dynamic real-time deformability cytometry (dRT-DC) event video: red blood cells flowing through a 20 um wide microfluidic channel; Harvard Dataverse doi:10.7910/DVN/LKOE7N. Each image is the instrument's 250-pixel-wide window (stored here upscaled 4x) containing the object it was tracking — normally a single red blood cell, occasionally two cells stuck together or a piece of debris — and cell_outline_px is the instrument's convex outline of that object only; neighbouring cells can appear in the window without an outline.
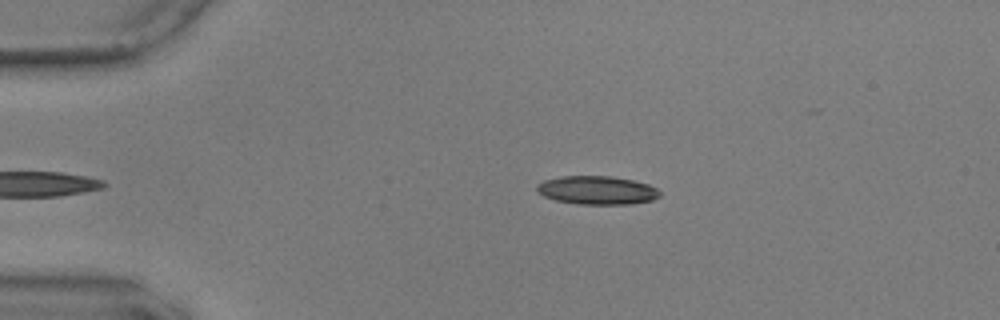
{"species": "common noctule bat (a hibernating species)", "species_latin": "Nyctalus noctula", "temperature_condition": "warm", "stored_images_in_passage": 39, "camera_frame_rate_fps": 3000, "um_per_image_px": 0.085, "animal": {"sex": "male", "body_mass_g": 17.9, "forearm_length_mm": 54.2}, "frame": {"image": 1, "passage_image": 2, "time_ms": 0.333, "image_size_px": [1000, 320], "cell_outline_px": [[660, 196], [652, 200], [628, 204], [580, 204], [556, 200], [544, 196], [536, 188], [536, 184], [544, 180], [560, 176], [612, 176], [632, 180], [648, 184], [656, 188], [660, 192]], "centroid_in_image_um": [50.74, 16.16], "position_along_channel_um": 34.3, "area_um2": 20.29}}
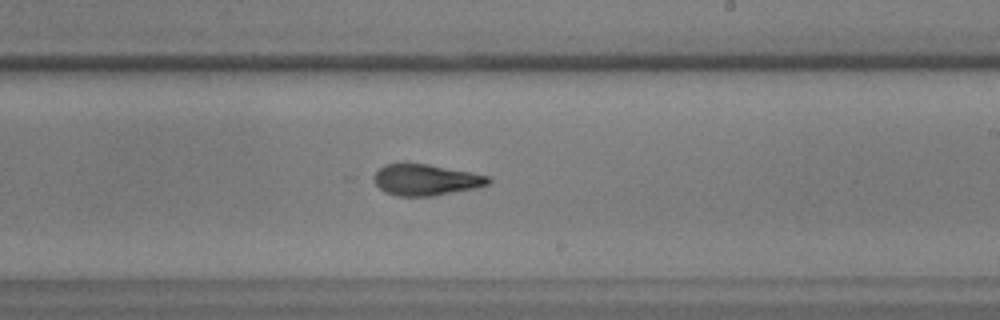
{"frame": {"image": 2, "passage_image": 24, "time_ms": 7.667, "image_size_px": [1000, 320], "cell_outline_px": [[492, 180], [488, 184], [476, 188], [432, 196], [396, 196], [384, 192], [372, 180], [372, 176], [384, 164], [428, 164], [472, 172], [492, 176]], "centroid_in_image_um": [36.21, 15.29], "position_along_channel_um": 252.8, "area_um2": 20.92}}
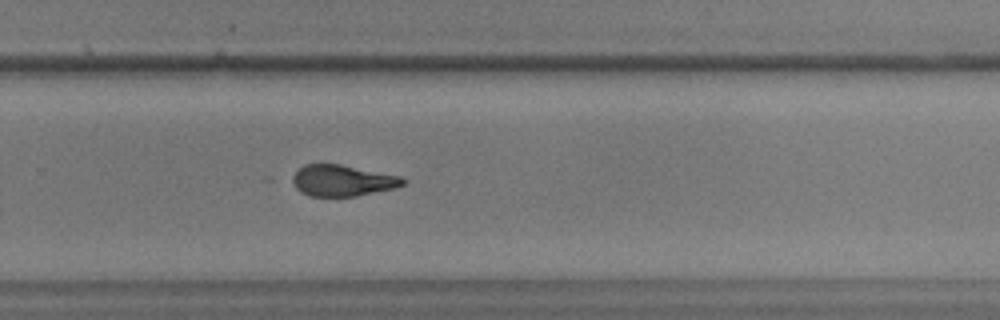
{"frame": {"image": 3, "passage_image": 28, "time_ms": 9.0, "image_size_px": [1000, 320], "cell_outline_px": [[408, 180], [404, 184], [396, 188], [356, 196], [308, 196], [300, 192], [296, 188], [292, 180], [292, 176], [304, 164], [340, 164], [400, 176]], "centroid_in_image_um": [29.12, 15.35], "position_along_channel_um": 300.7, "area_um2": 20.11}, "authors_computed_cell_mechanics": {"area_um2": 20.9236, "velocity_mm_per_s": 3.6109, "shape_relaxation_time_tau1_ms": 3.8993, "shape_relaxation_time_tau2_ms": 2.0522, "deformation_change_tau1": 0.1719, "deformation_change_tau2": 0.0978}}